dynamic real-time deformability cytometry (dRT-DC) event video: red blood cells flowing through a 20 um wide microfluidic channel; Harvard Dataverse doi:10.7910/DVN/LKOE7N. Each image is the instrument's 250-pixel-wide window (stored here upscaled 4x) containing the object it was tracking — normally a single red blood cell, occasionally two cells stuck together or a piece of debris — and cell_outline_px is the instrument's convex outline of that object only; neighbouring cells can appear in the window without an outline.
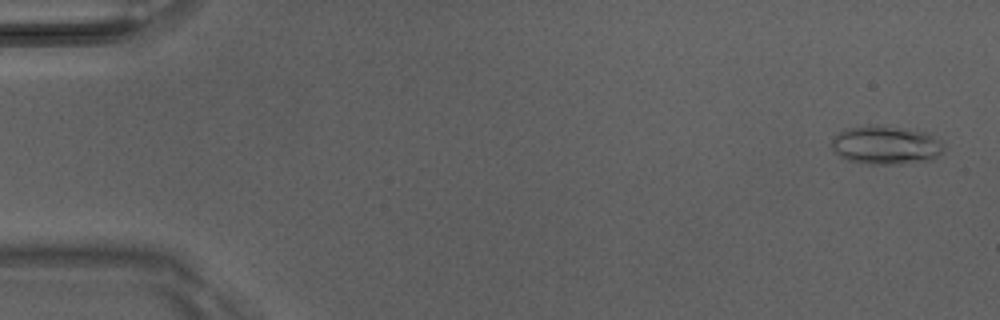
{"species": "Egyptian fruit bat (a non-hibernating species)", "species_latin": "Rousettus aegyptiacus", "temperature_condition": "room temperature", "stored_images_in_passage": 3, "camera_frame_rate_fps": 3000, "um_per_image_px": 0.085, "animal": {"sex": "male"}, "frame": {"image": 1, "passage_image": 1, "time_ms": 0.0, "image_size_px": [1000, 320], "cell_outline_px": [[944, 152], [932, 160], [900, 164], [868, 164], [848, 160], [840, 156], [832, 148], [832, 140], [844, 128], [904, 128], [932, 132], [944, 144]], "centroid_in_image_um": [75.41, 12.37], "position_along_channel_um": 9.6, "area_um2": 24.85}}